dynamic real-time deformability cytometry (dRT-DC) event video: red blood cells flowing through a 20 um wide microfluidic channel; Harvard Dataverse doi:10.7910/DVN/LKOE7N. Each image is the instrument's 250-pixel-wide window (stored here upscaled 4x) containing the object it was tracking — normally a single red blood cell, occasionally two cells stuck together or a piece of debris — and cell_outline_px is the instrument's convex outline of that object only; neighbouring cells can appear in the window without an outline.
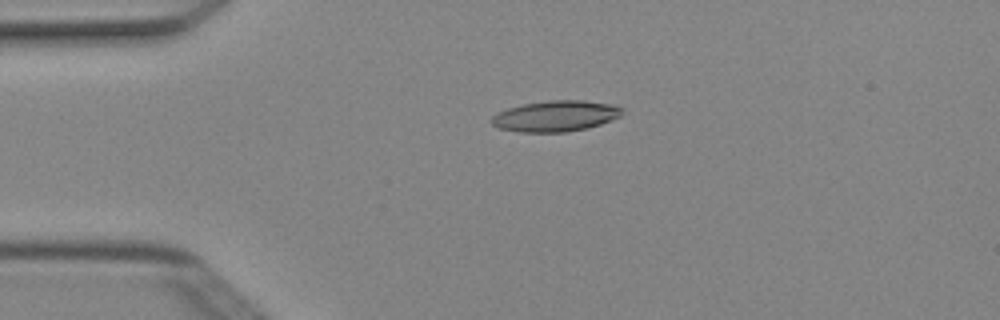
{"species": "Egyptian fruit bat (a non-hibernating species)", "species_latin": "Rousettus aegyptiacus", "temperature_condition": "cold", "stored_images_in_passage": 4, "camera_frame_rate_fps": 3000, "um_per_image_px": 0.085, "animal": {"sex": "female"}, "frame": {"image": 1, "passage_image": 3, "time_ms": 0.667, "image_size_px": [1000, 320], "cell_outline_px": [[624, 112], [620, 116], [612, 120], [588, 128], [564, 132], [520, 132], [500, 128], [492, 124], [488, 120], [496, 112], [508, 108], [524, 104], [548, 100], [584, 100], [612, 104], [624, 108]], "centroid_in_image_um": [47.23, 9.86], "position_along_channel_um": 37.8, "area_um2": 23.7}}